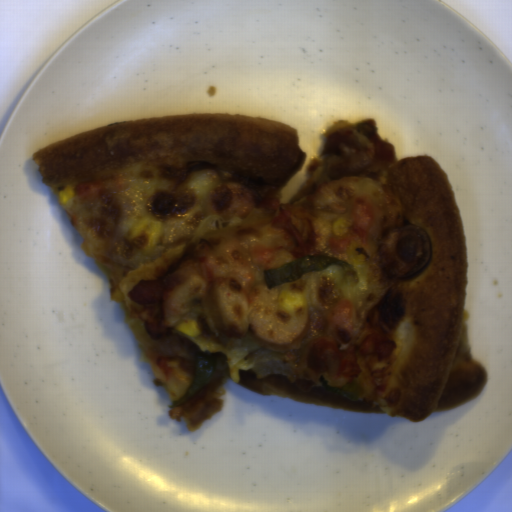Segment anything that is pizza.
<instances>
[{"label": "pizza", "instance_id": "dd6c1bee", "mask_svg": "<svg viewBox=\"0 0 512 512\" xmlns=\"http://www.w3.org/2000/svg\"><path fill=\"white\" fill-rule=\"evenodd\" d=\"M321 137L286 203L306 153L263 117L133 119L30 155L188 430L225 384L413 422L486 385L447 173L398 160L373 118Z\"/></svg>", "mask_w": 512, "mask_h": 512}]
</instances>
